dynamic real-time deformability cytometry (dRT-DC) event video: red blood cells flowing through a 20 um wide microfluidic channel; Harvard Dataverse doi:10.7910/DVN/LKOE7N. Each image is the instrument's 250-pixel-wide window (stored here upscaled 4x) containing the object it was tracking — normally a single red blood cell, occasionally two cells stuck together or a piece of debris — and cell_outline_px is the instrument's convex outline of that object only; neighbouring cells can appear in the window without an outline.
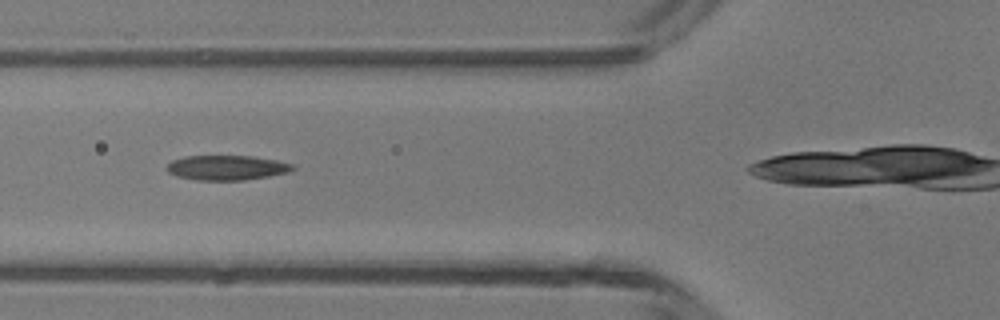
{"species": "common noctule bat (a hibernating species)", "species_latin": "Nyctalus noctula", "temperature_condition": "room temperature", "stored_images_in_passage": 10, "camera_frame_rate_fps": 3000, "um_per_image_px": 0.085, "animal": {"sex": "male", "body_mass_g": 13.3}, "frame": {"image": 1, "passage_image": 4, "time_ms": 1.0, "image_size_px": [1000, 320], "cell_outline_px": [[296, 168], [288, 172], [268, 176], [244, 180], [196, 180], [176, 176], [168, 172], [168, 164], [172, 160], [184, 156], [252, 156], [276, 160], [292, 164]], "centroid_in_image_um": [19.27, 14.25], "position_along_channel_um": 106.5, "area_um2": 18.09}}
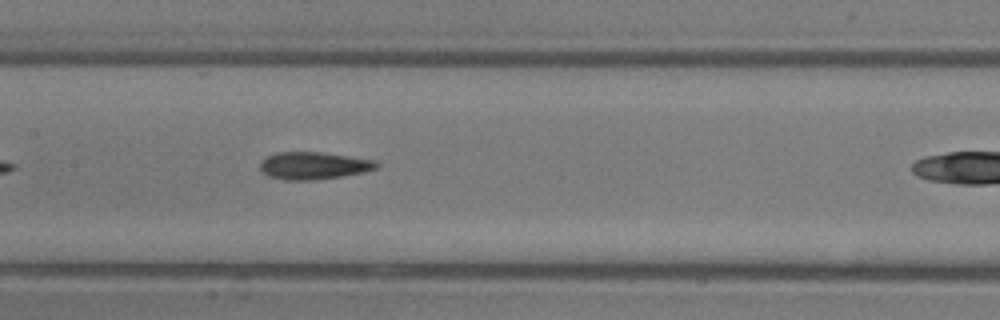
{"frame": {"image": 2, "passage_image": 9, "time_ms": 2.667, "image_size_px": [1000, 320], "cell_outline_px": [[380, 164], [376, 168], [364, 172], [340, 176], [312, 180], [284, 180], [268, 176], [260, 168], [260, 164], [268, 156], [276, 152], [320, 152], [376, 160]], "centroid_in_image_um": [26.67, 14.08], "position_along_channel_um": 180.7, "area_um2": 18.38}}